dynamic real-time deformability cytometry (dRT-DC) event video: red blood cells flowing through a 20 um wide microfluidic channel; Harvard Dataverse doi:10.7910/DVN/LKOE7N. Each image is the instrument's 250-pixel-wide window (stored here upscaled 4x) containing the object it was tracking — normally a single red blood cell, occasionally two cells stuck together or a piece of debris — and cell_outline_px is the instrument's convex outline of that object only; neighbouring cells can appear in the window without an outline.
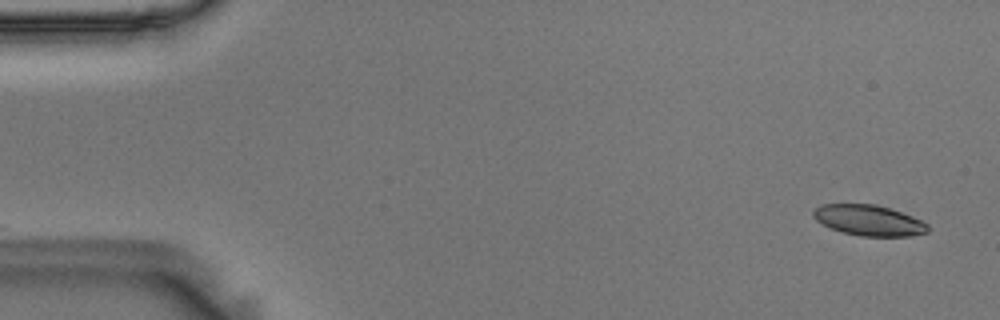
{"species": "Egyptian fruit bat (a non-hibernating species)", "species_latin": "Rousettus aegyptiacus", "temperature_condition": "room temperature", "stored_images_in_passage": 50, "camera_frame_rate_fps": 3000, "um_per_image_px": 0.085, "animal": {"sex": "male"}, "frame": {"image": 1, "passage_image": 3, "time_ms": 0.667, "image_size_px": [1000, 320], "cell_outline_px": [[928, 232], [908, 236], [860, 236], [844, 232], [832, 228], [816, 220], [812, 216], [812, 212], [820, 204], [872, 204], [888, 208], [912, 216], [928, 224]], "centroid_in_image_um": [73.84, 18.72], "position_along_channel_um": 11.2, "area_um2": 20.17}}
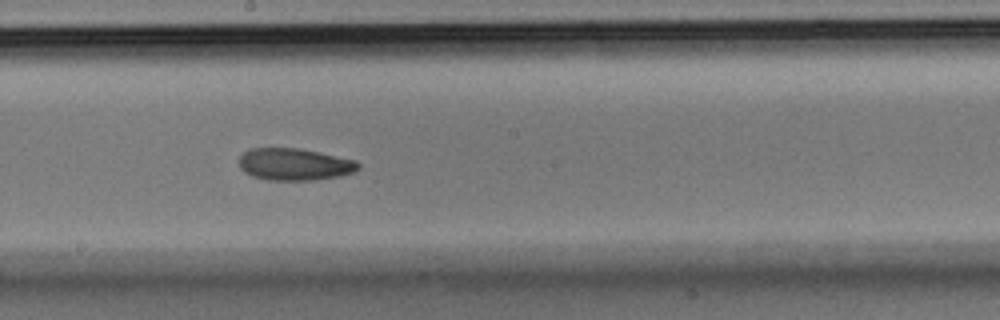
{"frame": {"image": 2, "passage_image": 31, "time_ms": 10.0, "image_size_px": [1000, 320], "cell_outline_px": [[360, 168], [356, 172], [340, 176], [316, 180], [268, 180], [252, 176], [244, 172], [240, 168], [240, 156], [248, 148], [296, 148], [356, 160], [360, 164]], "centroid_in_image_um": [25.04, 13.98], "position_along_channel_um": 223.2, "area_um2": 22.31}}
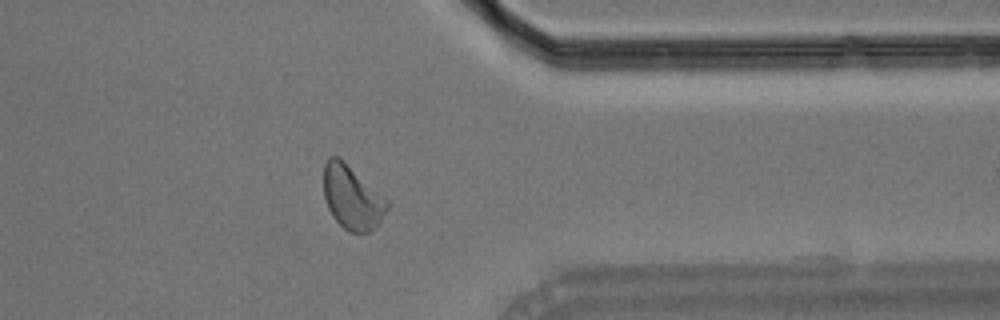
{"frame": {"image": 3, "passage_image": 45, "time_ms": 14.667, "image_size_px": [1000, 320], "cell_outline_px": [[388, 208], [380, 224], [368, 232], [348, 232], [332, 216], [328, 208], [324, 196], [324, 164], [328, 156], [340, 156], [388, 200]], "centroid_in_image_um": [29.93, 16.76], "position_along_channel_um": 381.5, "area_um2": 23.76}, "authors_computed_cell_mechanics": {"area_um2": 22.1663, "velocity_mm_per_s": 3.5898, "shape_relaxation_time_tau1_ms": 5.4596, "shape_relaxation_time_tau2_ms": 3.3482, "deformation_change_tau1": 0.1399, "deformation_change_tau2": 0.0933}}